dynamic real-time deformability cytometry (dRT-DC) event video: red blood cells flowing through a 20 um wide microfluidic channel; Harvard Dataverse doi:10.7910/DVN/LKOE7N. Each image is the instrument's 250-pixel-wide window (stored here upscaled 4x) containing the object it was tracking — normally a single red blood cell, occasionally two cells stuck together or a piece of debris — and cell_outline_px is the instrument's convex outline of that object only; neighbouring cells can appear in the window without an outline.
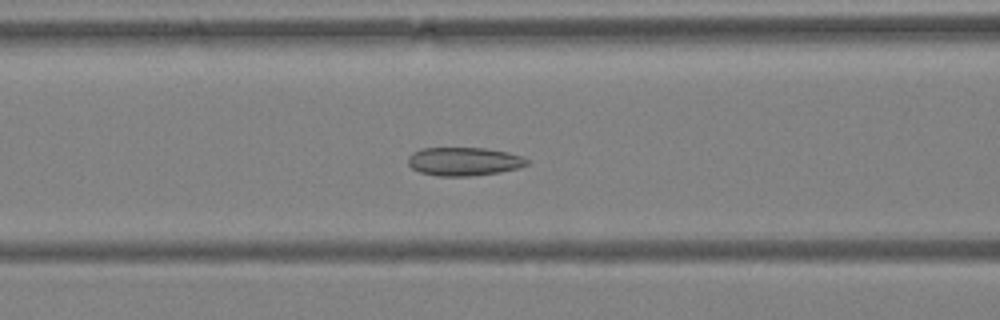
{"species": "Egyptian fruit bat (a non-hibernating species)", "species_latin": "Rousettus aegyptiacus", "temperature_condition": "warm", "stored_images_in_passage": 42, "camera_frame_rate_fps": 3000, "um_per_image_px": 0.085, "animal": {"sex": "female"}, "frame": {"image": 1, "passage_image": 12, "time_ms": 3.667, "image_size_px": [1000, 320], "cell_outline_px": [[532, 160], [528, 164], [516, 168], [500, 172], [472, 176], [436, 176], [420, 172], [412, 168], [408, 164], [408, 156], [412, 152], [420, 148], [484, 148], [508, 152], [524, 156]], "centroid_in_image_um": [39.45, 13.72], "position_along_channel_um": 127.2, "area_um2": 19.94}}
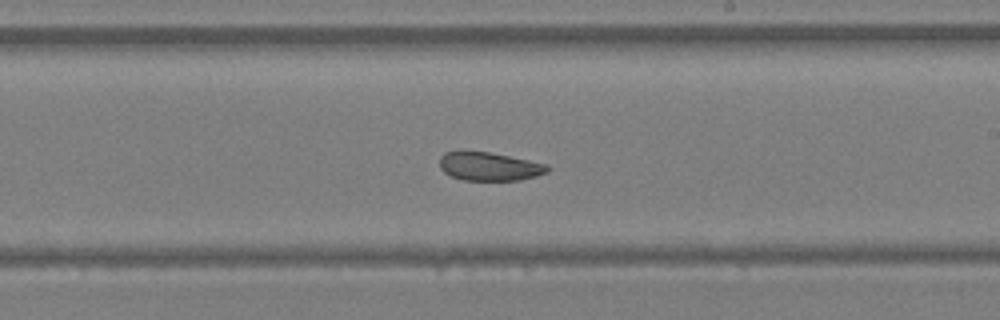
{"frame": {"image": 2, "passage_image": 21, "time_ms": 6.667, "image_size_px": [1000, 320], "cell_outline_px": [[552, 168], [548, 172], [536, 176], [520, 180], [464, 180], [452, 176], [444, 172], [440, 168], [440, 156], [444, 152], [488, 152], [548, 164]], "centroid_in_image_um": [41.63, 14.16], "position_along_channel_um": 247.4, "area_um2": 17.74}}
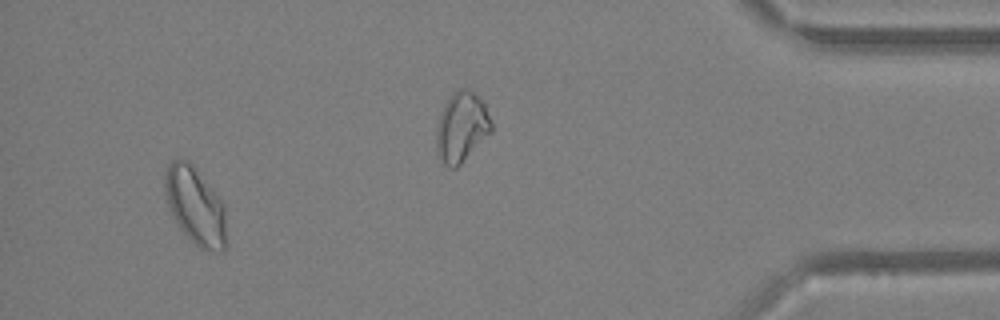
{"frame": {"image": 3, "passage_image": 39, "time_ms": 12.667, "image_size_px": [1000, 320], "cell_outline_px": [[228, 244], [220, 252], [200, 248], [176, 224], [172, 216], [164, 192], [164, 172], [168, 164], [176, 156], [188, 160], [192, 164], [212, 188], [224, 204]], "centroid_in_image_um": [16.6, 17.47], "position_along_channel_um": 418.6, "area_um2": 28.15}, "authors_computed_cell_mechanics": {"area_um2": 20.808, "velocity_mm_per_s": 4.0261, "shape_relaxation_time_tau1_ms": null, "shape_relaxation_time_tau2_ms": 0.4837, "deformation_change_tau1": null, "deformation_change_tau2": 0.0348}}